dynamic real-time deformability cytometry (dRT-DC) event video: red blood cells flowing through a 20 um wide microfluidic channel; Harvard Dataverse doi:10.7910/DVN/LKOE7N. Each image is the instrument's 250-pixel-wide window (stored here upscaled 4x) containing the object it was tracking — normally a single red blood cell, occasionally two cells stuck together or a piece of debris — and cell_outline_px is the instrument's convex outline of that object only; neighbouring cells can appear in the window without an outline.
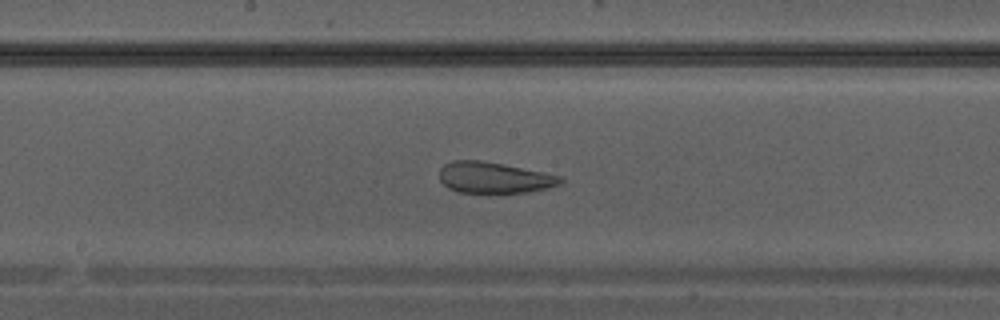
{"species": "Egyptian fruit bat (a non-hibernating species)", "species_latin": "Rousettus aegyptiacus", "temperature_condition": "warm", "stored_images_in_passage": 27, "camera_frame_rate_fps": 3000, "um_per_image_px": 0.085, "animal": {"sex": "male"}, "frame": {"image": 1, "passage_image": 12, "time_ms": 3.667, "image_size_px": [1000, 320], "cell_outline_px": [[564, 180], [560, 184], [548, 188], [528, 192], [456, 192], [448, 188], [440, 180], [440, 168], [444, 164], [452, 160], [480, 160], [504, 164], [564, 176]], "centroid_in_image_um": [42.02, 15.09], "position_along_channel_um": 206.2, "area_um2": 22.02}}
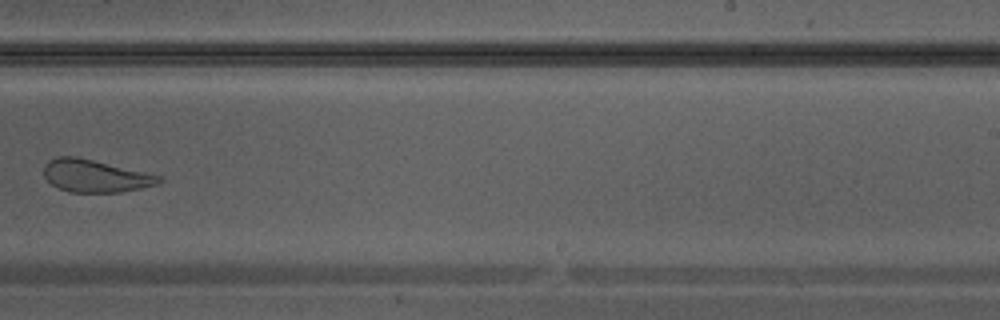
{"frame": {"image": 2, "passage_image": 16, "time_ms": 5.0, "image_size_px": [1000, 320], "cell_outline_px": [[164, 180], [156, 184], [140, 188], [120, 192], [68, 192], [56, 188], [44, 176], [44, 164], [48, 160], [56, 156], [76, 156], [164, 176]], "centroid_in_image_um": [8.08, 14.95], "position_along_channel_um": 280.9, "area_um2": 21.96}}